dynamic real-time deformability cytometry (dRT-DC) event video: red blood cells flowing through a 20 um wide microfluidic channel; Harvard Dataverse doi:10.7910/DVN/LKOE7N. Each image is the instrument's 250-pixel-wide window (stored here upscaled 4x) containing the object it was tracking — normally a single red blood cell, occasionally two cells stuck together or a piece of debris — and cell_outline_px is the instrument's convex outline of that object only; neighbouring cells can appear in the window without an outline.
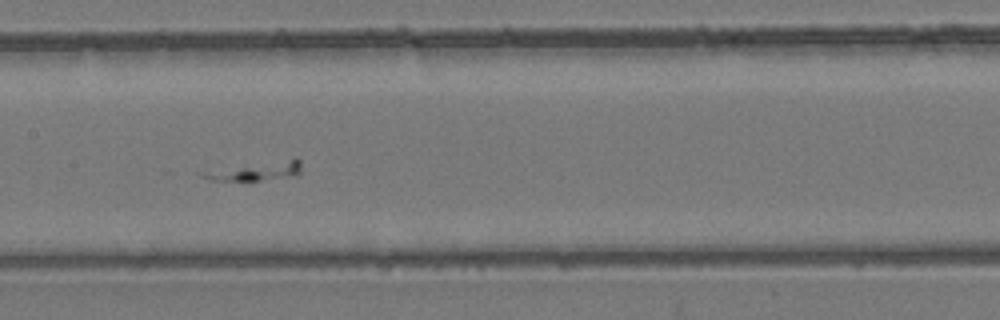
{"species": "common noctule bat (a hibernating species)", "species_latin": "Nyctalus noctula", "temperature_condition": "room temperature", "stored_images_in_passage": 41, "camera_frame_rate_fps": 3000, "um_per_image_px": 0.085, "animal": {"sex": "female", "body_mass_g": 24.6, "forearm_length_mm": 56.2}, "frame": {"image": 1, "passage_image": 13, "time_ms": 4.0, "image_size_px": [1000, 320], "cell_outline_px": [[300, 172], [296, 176], [260, 180], [212, 180], [200, 176], [200, 172], [296, 156], [300, 160]], "centroid_in_image_um": [21.87, 14.5], "position_along_channel_um": 185.5, "area_um2": 10.87}}
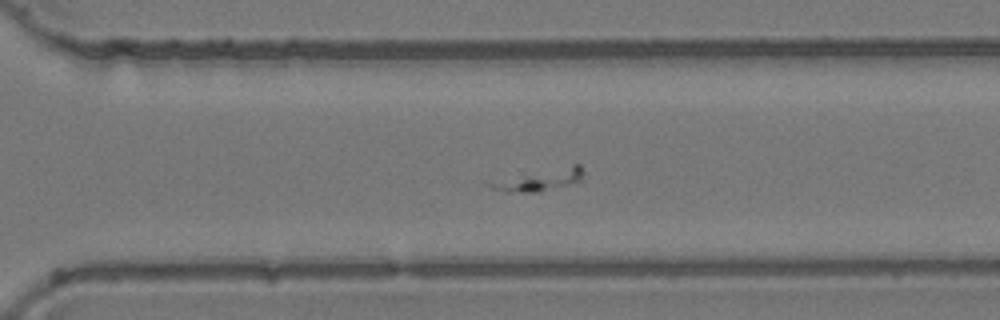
{"frame": {"image": 2, "passage_image": 24, "time_ms": 7.667, "image_size_px": [1000, 320], "cell_outline_px": [[584, 180], [540, 192], [508, 192], [492, 188], [484, 184], [484, 180], [572, 164], [580, 164]], "centroid_in_image_um": [45.74, 15.27], "position_along_channel_um": 324.9, "area_um2": 12.43}}
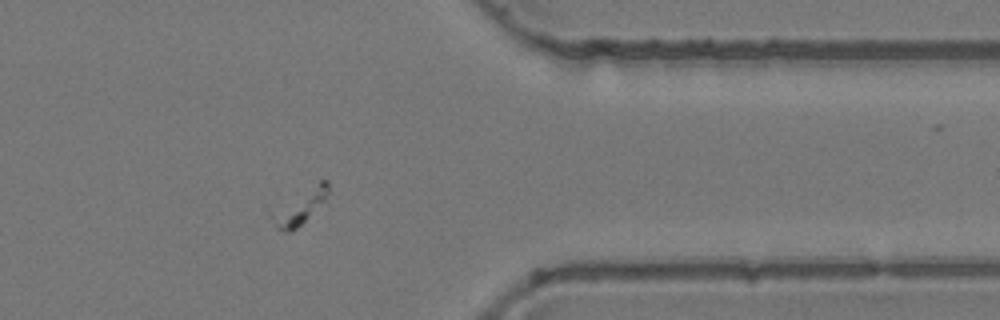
{"frame": {"image": 3, "passage_image": 30, "time_ms": 9.667, "image_size_px": [1000, 320], "cell_outline_px": [[328, 192], [324, 200], [296, 228], [288, 232], [280, 232], [276, 228], [268, 216], [268, 212], [320, 180], [328, 180]], "centroid_in_image_um": [25.39, 17.61], "position_along_channel_um": 386.0, "area_um2": 11.1}}